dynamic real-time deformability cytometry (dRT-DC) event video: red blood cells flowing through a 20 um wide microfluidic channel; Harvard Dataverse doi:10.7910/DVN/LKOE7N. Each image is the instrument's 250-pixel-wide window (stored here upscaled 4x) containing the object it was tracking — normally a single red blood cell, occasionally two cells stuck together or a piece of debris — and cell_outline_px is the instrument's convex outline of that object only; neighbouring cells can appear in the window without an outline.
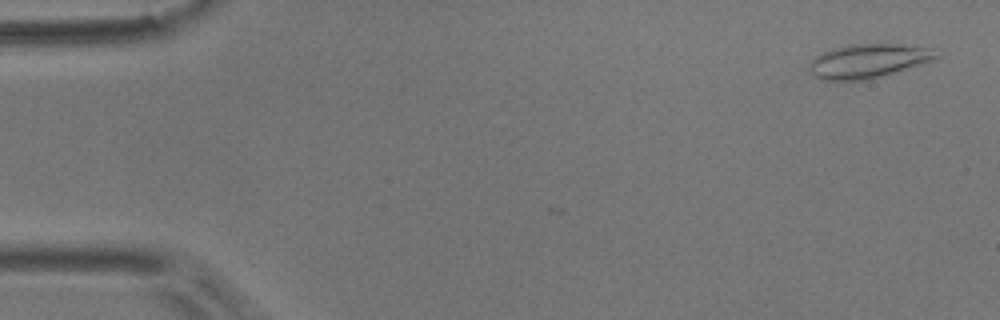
{"species": "common noctule bat (a hibernating species)", "species_latin": "Nyctalus noctula", "temperature_condition": "room temperature", "stored_images_in_passage": 3, "camera_frame_rate_fps": 3000, "um_per_image_px": 0.085, "animal": {"sex": "male", "body_mass_g": 17.9}, "frame": {"image": 1, "passage_image": 3, "time_ms": 0.667, "image_size_px": [1000, 320], "cell_outline_px": [[940, 56], [932, 60], [920, 64], [868, 80], [820, 80], [808, 68], [812, 60], [816, 56], [832, 48], [848, 44], [900, 44], [932, 48]], "centroid_in_image_um": [73.79, 5.17], "position_along_channel_um": 11.2, "area_um2": 24.91}}